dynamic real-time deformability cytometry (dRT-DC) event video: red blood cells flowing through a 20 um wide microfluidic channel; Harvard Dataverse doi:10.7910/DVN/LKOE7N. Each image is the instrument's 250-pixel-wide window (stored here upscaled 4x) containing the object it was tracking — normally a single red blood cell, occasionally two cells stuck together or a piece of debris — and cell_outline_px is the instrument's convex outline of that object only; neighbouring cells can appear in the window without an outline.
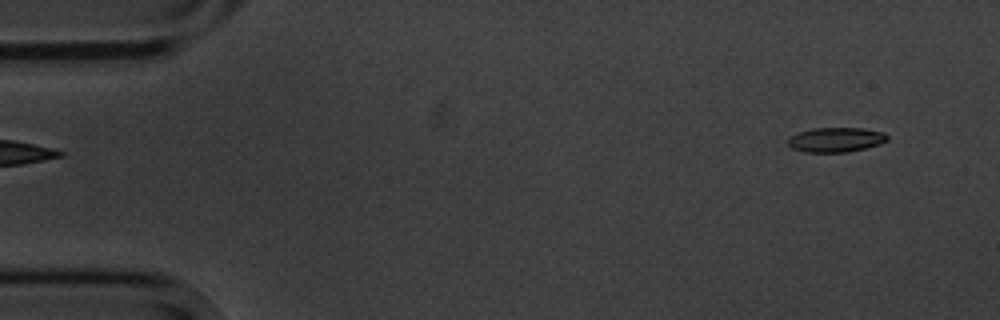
{"species": "common noctule bat (a hibernating species)", "species_latin": "Nyctalus noctula", "temperature_condition": "cold", "stored_images_in_passage": 4, "camera_frame_rate_fps": 3000, "um_per_image_px": 0.085, "animal": {"sex": "male", "body_mass_g": 20.1, "forearm_length_mm": 53.5}, "frame": {"image": 1, "passage_image": 1, "time_ms": 0.0, "image_size_px": [1000, 320], "cell_outline_px": [[888, 140], [880, 144], [848, 152], [804, 152], [792, 148], [788, 144], [788, 136], [796, 132], [812, 128], [864, 128], [884, 132], [888, 136]], "centroid_in_image_um": [71.02, 11.87], "position_along_channel_um": 14.0, "area_um2": 14.45}}